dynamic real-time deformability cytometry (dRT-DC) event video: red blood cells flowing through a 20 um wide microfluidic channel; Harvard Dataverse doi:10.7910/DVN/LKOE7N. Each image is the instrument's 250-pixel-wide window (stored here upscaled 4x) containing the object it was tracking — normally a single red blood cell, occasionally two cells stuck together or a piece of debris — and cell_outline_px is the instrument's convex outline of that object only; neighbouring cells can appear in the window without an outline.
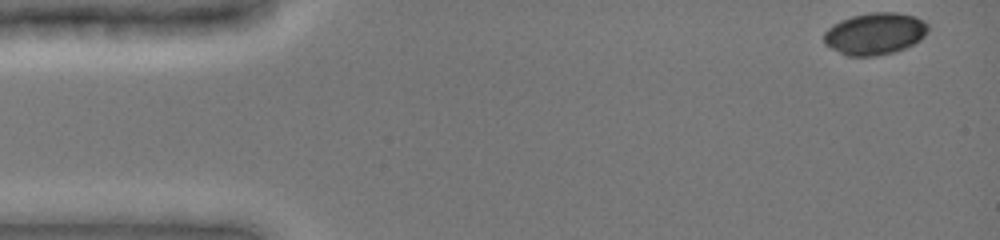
{"species": "common noctule bat (a hibernating species)", "species_latin": "Nyctalus noctula", "temperature_condition": "cold", "stored_images_in_passage": 44, "camera_frame_rate_fps": 3000, "um_per_image_px": 0.085, "animal": {"sex": "female", "body_mass_g": 19.0, "forearm_length_mm": 51.5}, "frame": {"image": 1, "passage_image": 1, "time_ms": 0.0, "image_size_px": [1000, 240], "cell_outline_px": [[928, 32], [920, 40], [904, 48], [892, 52], [876, 56], [848, 56], [824, 44], [824, 32], [832, 24], [840, 20], [852, 16], [872, 12], [896, 12], [916, 16], [924, 20], [928, 24]], "centroid_in_image_um": [74.37, 2.85], "position_along_channel_um": 10.6, "area_um2": 25.49}}
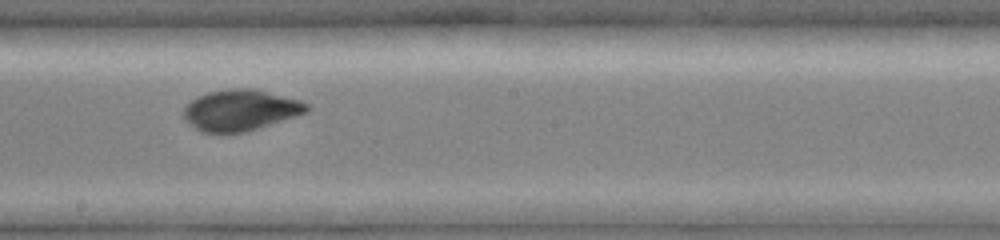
{"frame": {"image": 2, "passage_image": 26, "time_ms": 8.333, "image_size_px": [1000, 240], "cell_outline_px": [[308, 112], [296, 116], [244, 132], [204, 132], [196, 128], [184, 120], [184, 108], [192, 100], [208, 92], [232, 88], [256, 88], [300, 100], [308, 104]], "centroid_in_image_um": [20.46, 9.34], "position_along_channel_um": 227.7, "area_um2": 29.13}}
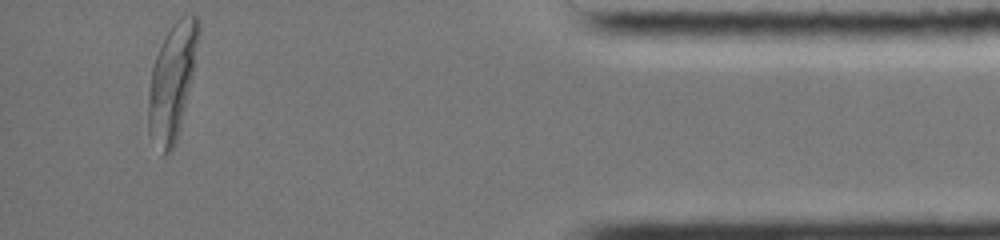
{"frame": {"image": 3, "passage_image": 44, "time_ms": 14.333, "image_size_px": [1000, 240], "cell_outline_px": [[200, 32], [192, 72], [180, 124], [176, 140], [172, 148], [164, 156], [148, 132], [148, 92], [152, 68], [156, 56], [172, 24], [180, 16], [192, 12], [196, 16], [200, 24]], "centroid_in_image_um": [14.62, 6.87], "position_along_channel_um": 420.6, "area_um2": 32.83}, "authors_computed_cell_mechanics": {"area_um2": 28.7555, "velocity_mm_per_s": 3.9283, "shape_relaxation_time_tau1_ms": 6.6574, "shape_relaxation_time_tau2_ms": 1.033, "deformation_change_tau1": 0.3012, "deformation_change_tau2": 0.0352}}